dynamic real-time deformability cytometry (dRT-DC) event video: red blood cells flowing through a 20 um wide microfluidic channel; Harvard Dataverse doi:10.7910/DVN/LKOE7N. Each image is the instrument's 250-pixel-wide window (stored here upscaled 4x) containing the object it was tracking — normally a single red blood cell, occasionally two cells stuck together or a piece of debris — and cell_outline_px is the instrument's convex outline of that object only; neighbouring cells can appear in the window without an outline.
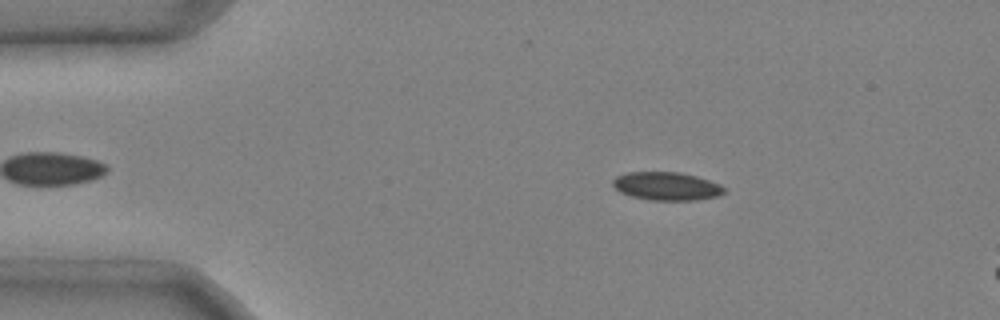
{"species": "common noctule bat (a hibernating species)", "species_latin": "Nyctalus noctula", "temperature_condition": "cold", "stored_images_in_passage": 13, "camera_frame_rate_fps": 3000, "um_per_image_px": 0.085, "animal": {"sex": "male", "body_mass_g": 20.4}, "frame": {"image": 1, "passage_image": 6, "time_ms": 1.667, "image_size_px": [1000, 320], "cell_outline_px": [[724, 192], [716, 196], [696, 200], [652, 200], [632, 196], [620, 192], [612, 184], [612, 180], [616, 176], [628, 172], [680, 172], [696, 176], [720, 184], [724, 188]], "centroid_in_image_um": [56.64, 15.82], "position_along_channel_um": 28.4, "area_um2": 18.15}}